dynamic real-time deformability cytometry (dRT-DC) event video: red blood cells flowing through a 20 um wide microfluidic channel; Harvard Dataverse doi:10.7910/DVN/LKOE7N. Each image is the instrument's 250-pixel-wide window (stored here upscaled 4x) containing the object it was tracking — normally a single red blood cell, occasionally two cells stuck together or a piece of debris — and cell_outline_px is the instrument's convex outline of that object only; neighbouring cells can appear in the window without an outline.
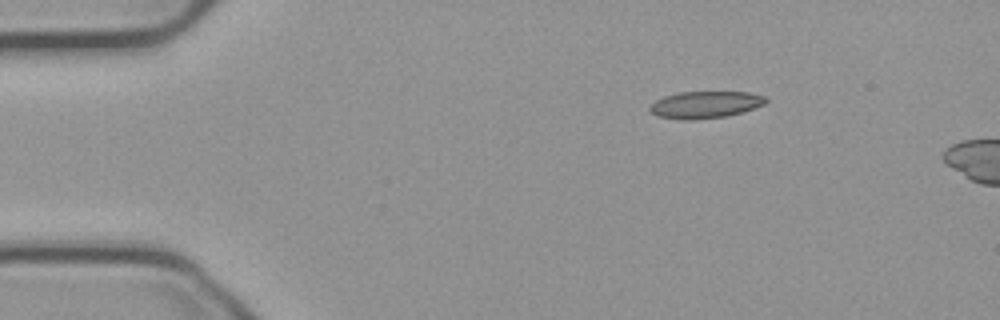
{"species": "common noctule bat (a hibernating species)", "species_latin": "Nyctalus noctula", "temperature_condition": "cold", "stored_images_in_passage": 8, "camera_frame_rate_fps": 3000, "um_per_image_px": 0.085, "animal": {"sex": "male", "body_mass_g": 23.1, "forearm_length_mm": 52.7}, "frame": {"image": 1, "passage_image": 1, "time_ms": 0.0, "image_size_px": [1000, 320], "cell_outline_px": [[768, 100], [764, 104], [740, 112], [724, 116], [692, 120], [680, 120], [660, 116], [652, 112], [648, 108], [656, 100], [664, 96], [676, 92], [748, 92], [764, 96]], "centroid_in_image_um": [59.91, 8.89], "position_along_channel_um": 25.1, "area_um2": 17.98}}